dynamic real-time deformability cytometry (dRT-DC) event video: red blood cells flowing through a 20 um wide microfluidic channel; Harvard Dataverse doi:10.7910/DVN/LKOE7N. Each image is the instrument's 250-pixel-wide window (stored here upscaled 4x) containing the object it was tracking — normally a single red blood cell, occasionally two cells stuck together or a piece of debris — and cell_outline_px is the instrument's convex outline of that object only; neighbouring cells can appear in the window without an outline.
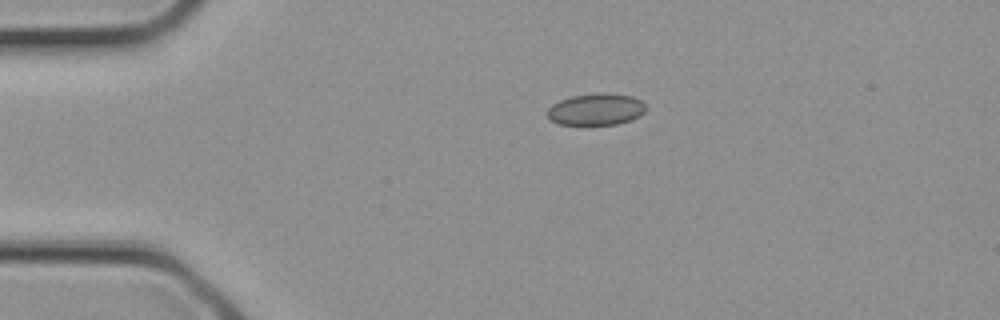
{"species": "common noctule bat (a hibernating species)", "species_latin": "Nyctalus noctula", "temperature_condition": "cold", "stored_images_in_passage": 3, "camera_frame_rate_fps": 3000, "um_per_image_px": 0.085, "animal": {"sex": "female", "body_mass_g": 21.9}, "frame": {"image": 1, "passage_image": 3, "time_ms": 0.667, "image_size_px": [1000, 320], "cell_outline_px": [[644, 112], [640, 116], [632, 120], [616, 124], [588, 128], [560, 124], [552, 120], [548, 116], [548, 108], [552, 104], [560, 100], [572, 96], [632, 96], [640, 100], [644, 104]], "centroid_in_image_um": [50.62, 9.41], "position_along_channel_um": 34.4, "area_um2": 17.98}}